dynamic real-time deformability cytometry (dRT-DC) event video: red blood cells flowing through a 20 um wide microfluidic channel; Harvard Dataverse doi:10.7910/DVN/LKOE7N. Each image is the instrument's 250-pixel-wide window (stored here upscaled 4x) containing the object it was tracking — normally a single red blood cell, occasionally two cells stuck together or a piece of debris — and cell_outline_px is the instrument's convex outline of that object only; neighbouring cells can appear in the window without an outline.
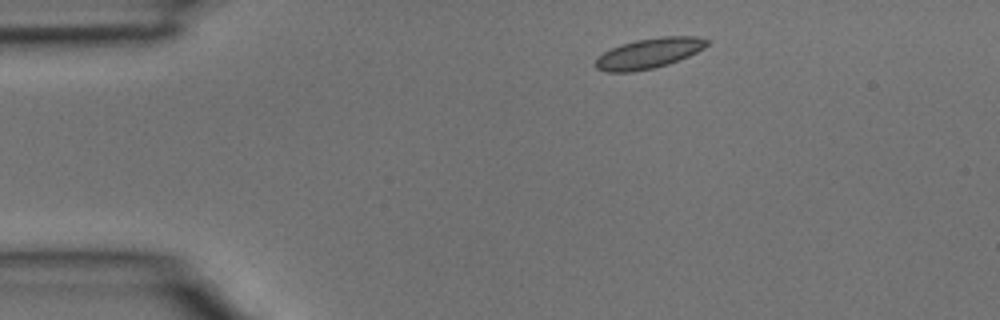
{"species": "common noctule bat (a hibernating species)", "species_latin": "Nyctalus noctula", "temperature_condition": "room temperature", "stored_images_in_passage": 2, "camera_frame_rate_fps": 3000, "um_per_image_px": 0.085, "animal": {"sex": "male", "body_mass_g": 15.6}, "frame": {"image": 1, "passage_image": 1, "time_ms": 0.0, "image_size_px": [1000, 320], "cell_outline_px": [[708, 44], [704, 48], [688, 56], [668, 64], [652, 68], [632, 72], [604, 72], [596, 68], [592, 64], [596, 56], [620, 44], [636, 40], [660, 36], [696, 36], [708, 40]], "centroid_in_image_um": [55.09, 4.53], "position_along_channel_um": 29.9, "area_um2": 19.77}}